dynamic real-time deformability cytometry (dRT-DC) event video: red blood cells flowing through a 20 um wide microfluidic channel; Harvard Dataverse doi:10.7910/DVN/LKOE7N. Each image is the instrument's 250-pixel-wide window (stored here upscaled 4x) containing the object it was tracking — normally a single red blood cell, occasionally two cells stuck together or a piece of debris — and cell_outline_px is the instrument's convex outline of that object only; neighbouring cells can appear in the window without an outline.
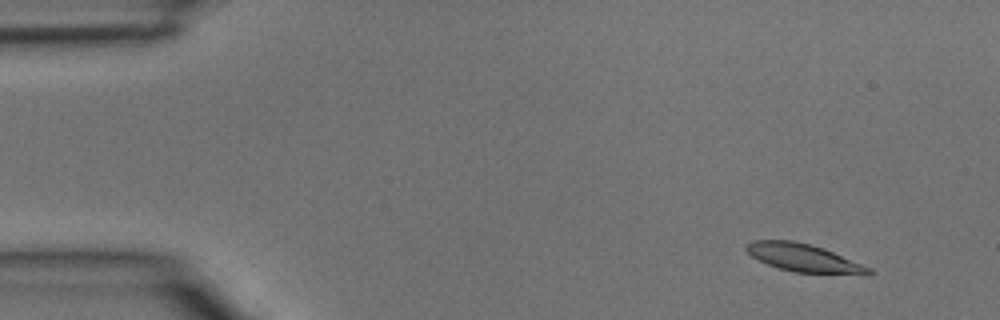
{"species": "common noctule bat (a hibernating species)", "species_latin": "Nyctalus noctula", "temperature_condition": "room temperature", "stored_images_in_passage": 5, "camera_frame_rate_fps": 3000, "um_per_image_px": 0.085, "animal": {"sex": "male", "body_mass_g": 15.6}, "frame": {"image": 1, "passage_image": 2, "time_ms": 0.333, "image_size_px": [1000, 320], "cell_outline_px": [[872, 272], [868, 276], [864, 276], [796, 272], [780, 268], [768, 264], [752, 256], [744, 248], [752, 240], [792, 240], [824, 248], [872, 268]], "centroid_in_image_um": [68.41, 21.94], "position_along_channel_um": 16.6, "area_um2": 20.06}}